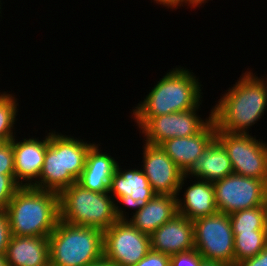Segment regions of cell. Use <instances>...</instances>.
<instances>
[{
	"label": "cell",
	"instance_id": "4fadbf2b",
	"mask_svg": "<svg viewBox=\"0 0 267 266\" xmlns=\"http://www.w3.org/2000/svg\"><path fill=\"white\" fill-rule=\"evenodd\" d=\"M141 169L156 194L177 195L184 173L159 145H142Z\"/></svg>",
	"mask_w": 267,
	"mask_h": 266
},
{
	"label": "cell",
	"instance_id": "8992f818",
	"mask_svg": "<svg viewBox=\"0 0 267 266\" xmlns=\"http://www.w3.org/2000/svg\"><path fill=\"white\" fill-rule=\"evenodd\" d=\"M50 266H87L104 257L103 231L58 221L48 236Z\"/></svg>",
	"mask_w": 267,
	"mask_h": 266
},
{
	"label": "cell",
	"instance_id": "44dd1931",
	"mask_svg": "<svg viewBox=\"0 0 267 266\" xmlns=\"http://www.w3.org/2000/svg\"><path fill=\"white\" fill-rule=\"evenodd\" d=\"M233 173L230 158L223 145L215 138L196 159L186 173L191 178L215 182Z\"/></svg>",
	"mask_w": 267,
	"mask_h": 266
},
{
	"label": "cell",
	"instance_id": "836d02e7",
	"mask_svg": "<svg viewBox=\"0 0 267 266\" xmlns=\"http://www.w3.org/2000/svg\"><path fill=\"white\" fill-rule=\"evenodd\" d=\"M0 266H9L5 254L0 255Z\"/></svg>",
	"mask_w": 267,
	"mask_h": 266
},
{
	"label": "cell",
	"instance_id": "484cf974",
	"mask_svg": "<svg viewBox=\"0 0 267 266\" xmlns=\"http://www.w3.org/2000/svg\"><path fill=\"white\" fill-rule=\"evenodd\" d=\"M0 174L15 175L13 139L0 146Z\"/></svg>",
	"mask_w": 267,
	"mask_h": 266
},
{
	"label": "cell",
	"instance_id": "e575fe53",
	"mask_svg": "<svg viewBox=\"0 0 267 266\" xmlns=\"http://www.w3.org/2000/svg\"><path fill=\"white\" fill-rule=\"evenodd\" d=\"M195 1L202 7L203 4L205 5L210 0H195Z\"/></svg>",
	"mask_w": 267,
	"mask_h": 266
},
{
	"label": "cell",
	"instance_id": "3957f363",
	"mask_svg": "<svg viewBox=\"0 0 267 266\" xmlns=\"http://www.w3.org/2000/svg\"><path fill=\"white\" fill-rule=\"evenodd\" d=\"M95 142L49 130L48 146L39 179L31 186L60 193L77 182L85 167L86 156Z\"/></svg>",
	"mask_w": 267,
	"mask_h": 266
},
{
	"label": "cell",
	"instance_id": "f1b7e54d",
	"mask_svg": "<svg viewBox=\"0 0 267 266\" xmlns=\"http://www.w3.org/2000/svg\"><path fill=\"white\" fill-rule=\"evenodd\" d=\"M11 236L8 215L5 210H0V255L6 253Z\"/></svg>",
	"mask_w": 267,
	"mask_h": 266
},
{
	"label": "cell",
	"instance_id": "ba28073f",
	"mask_svg": "<svg viewBox=\"0 0 267 266\" xmlns=\"http://www.w3.org/2000/svg\"><path fill=\"white\" fill-rule=\"evenodd\" d=\"M195 250L203 259L235 266L234 234L228 214L216 212L192 221Z\"/></svg>",
	"mask_w": 267,
	"mask_h": 266
},
{
	"label": "cell",
	"instance_id": "d6a6232c",
	"mask_svg": "<svg viewBox=\"0 0 267 266\" xmlns=\"http://www.w3.org/2000/svg\"><path fill=\"white\" fill-rule=\"evenodd\" d=\"M200 266H227L221 262H217V261H211V260H206L204 259L202 262H201V265Z\"/></svg>",
	"mask_w": 267,
	"mask_h": 266
},
{
	"label": "cell",
	"instance_id": "6da1fadb",
	"mask_svg": "<svg viewBox=\"0 0 267 266\" xmlns=\"http://www.w3.org/2000/svg\"><path fill=\"white\" fill-rule=\"evenodd\" d=\"M247 70L212 105L213 120L220 131L249 134L251 127L266 113L267 75L261 78L251 67Z\"/></svg>",
	"mask_w": 267,
	"mask_h": 266
},
{
	"label": "cell",
	"instance_id": "ffe728a7",
	"mask_svg": "<svg viewBox=\"0 0 267 266\" xmlns=\"http://www.w3.org/2000/svg\"><path fill=\"white\" fill-rule=\"evenodd\" d=\"M5 255L9 266H50L48 236H11Z\"/></svg>",
	"mask_w": 267,
	"mask_h": 266
},
{
	"label": "cell",
	"instance_id": "1f68e13d",
	"mask_svg": "<svg viewBox=\"0 0 267 266\" xmlns=\"http://www.w3.org/2000/svg\"><path fill=\"white\" fill-rule=\"evenodd\" d=\"M87 266H115V265L103 257L102 259H100L94 263H91Z\"/></svg>",
	"mask_w": 267,
	"mask_h": 266
},
{
	"label": "cell",
	"instance_id": "8fae6325",
	"mask_svg": "<svg viewBox=\"0 0 267 266\" xmlns=\"http://www.w3.org/2000/svg\"><path fill=\"white\" fill-rule=\"evenodd\" d=\"M218 212L236 211L267 205V182L235 173L213 182Z\"/></svg>",
	"mask_w": 267,
	"mask_h": 266
},
{
	"label": "cell",
	"instance_id": "30bf717a",
	"mask_svg": "<svg viewBox=\"0 0 267 266\" xmlns=\"http://www.w3.org/2000/svg\"><path fill=\"white\" fill-rule=\"evenodd\" d=\"M104 258L115 266L136 265L150 250V236L121 216L103 232Z\"/></svg>",
	"mask_w": 267,
	"mask_h": 266
},
{
	"label": "cell",
	"instance_id": "f546056e",
	"mask_svg": "<svg viewBox=\"0 0 267 266\" xmlns=\"http://www.w3.org/2000/svg\"><path fill=\"white\" fill-rule=\"evenodd\" d=\"M154 1L153 3H155L156 5H161V7H166L165 9L169 8L171 9V11L176 10V9H180L181 7H185L188 6L187 8H202L200 7V5L195 1V0H152Z\"/></svg>",
	"mask_w": 267,
	"mask_h": 266
},
{
	"label": "cell",
	"instance_id": "4316f807",
	"mask_svg": "<svg viewBox=\"0 0 267 266\" xmlns=\"http://www.w3.org/2000/svg\"><path fill=\"white\" fill-rule=\"evenodd\" d=\"M203 257L194 249L170 256V266H200Z\"/></svg>",
	"mask_w": 267,
	"mask_h": 266
},
{
	"label": "cell",
	"instance_id": "5b68a950",
	"mask_svg": "<svg viewBox=\"0 0 267 266\" xmlns=\"http://www.w3.org/2000/svg\"><path fill=\"white\" fill-rule=\"evenodd\" d=\"M59 209L61 221L103 232L121 217L109 191H91L77 182L59 193Z\"/></svg>",
	"mask_w": 267,
	"mask_h": 266
},
{
	"label": "cell",
	"instance_id": "7a4b0ae2",
	"mask_svg": "<svg viewBox=\"0 0 267 266\" xmlns=\"http://www.w3.org/2000/svg\"><path fill=\"white\" fill-rule=\"evenodd\" d=\"M176 66L159 78L149 93L132 108L131 117H156L194 109L202 105L203 85L195 72ZM198 77V78H197ZM200 81V82H199ZM202 87V88H201Z\"/></svg>",
	"mask_w": 267,
	"mask_h": 266
},
{
	"label": "cell",
	"instance_id": "7402d4cb",
	"mask_svg": "<svg viewBox=\"0 0 267 266\" xmlns=\"http://www.w3.org/2000/svg\"><path fill=\"white\" fill-rule=\"evenodd\" d=\"M229 218L233 232H267V205L236 211Z\"/></svg>",
	"mask_w": 267,
	"mask_h": 266
},
{
	"label": "cell",
	"instance_id": "603a6c76",
	"mask_svg": "<svg viewBox=\"0 0 267 266\" xmlns=\"http://www.w3.org/2000/svg\"><path fill=\"white\" fill-rule=\"evenodd\" d=\"M15 93L0 90V139L5 143L11 141L18 133L15 128L18 121V98ZM18 106V107H17ZM16 122V123H15ZM16 130V131H15Z\"/></svg>",
	"mask_w": 267,
	"mask_h": 266
},
{
	"label": "cell",
	"instance_id": "e0dca14e",
	"mask_svg": "<svg viewBox=\"0 0 267 266\" xmlns=\"http://www.w3.org/2000/svg\"><path fill=\"white\" fill-rule=\"evenodd\" d=\"M215 138L216 124L212 120L200 133L188 137H175L164 141L160 146L186 174Z\"/></svg>",
	"mask_w": 267,
	"mask_h": 266
},
{
	"label": "cell",
	"instance_id": "52a82bcc",
	"mask_svg": "<svg viewBox=\"0 0 267 266\" xmlns=\"http://www.w3.org/2000/svg\"><path fill=\"white\" fill-rule=\"evenodd\" d=\"M201 106L182 112L156 117H130L133 118L143 141L151 145H161L164 141L175 137H188L200 133L213 120V107L209 116L201 118Z\"/></svg>",
	"mask_w": 267,
	"mask_h": 266
},
{
	"label": "cell",
	"instance_id": "d4e9b609",
	"mask_svg": "<svg viewBox=\"0 0 267 266\" xmlns=\"http://www.w3.org/2000/svg\"><path fill=\"white\" fill-rule=\"evenodd\" d=\"M20 187L15 181V175L0 174V210L6 209Z\"/></svg>",
	"mask_w": 267,
	"mask_h": 266
},
{
	"label": "cell",
	"instance_id": "d6986e66",
	"mask_svg": "<svg viewBox=\"0 0 267 266\" xmlns=\"http://www.w3.org/2000/svg\"><path fill=\"white\" fill-rule=\"evenodd\" d=\"M101 144L95 141L90 147L85 167L77 183L88 190L104 193L109 191L118 161L109 152L107 153V150L104 152Z\"/></svg>",
	"mask_w": 267,
	"mask_h": 266
},
{
	"label": "cell",
	"instance_id": "5bb4252c",
	"mask_svg": "<svg viewBox=\"0 0 267 266\" xmlns=\"http://www.w3.org/2000/svg\"><path fill=\"white\" fill-rule=\"evenodd\" d=\"M45 133L42 139L30 135L13 138L15 181L21 187L32 186L39 179L48 146V131Z\"/></svg>",
	"mask_w": 267,
	"mask_h": 266
},
{
	"label": "cell",
	"instance_id": "277c9868",
	"mask_svg": "<svg viewBox=\"0 0 267 266\" xmlns=\"http://www.w3.org/2000/svg\"><path fill=\"white\" fill-rule=\"evenodd\" d=\"M5 212L12 236H49L60 220L59 193L20 187Z\"/></svg>",
	"mask_w": 267,
	"mask_h": 266
},
{
	"label": "cell",
	"instance_id": "2e32d148",
	"mask_svg": "<svg viewBox=\"0 0 267 266\" xmlns=\"http://www.w3.org/2000/svg\"><path fill=\"white\" fill-rule=\"evenodd\" d=\"M151 249L169 256L195 249L192 221L177 213L150 235Z\"/></svg>",
	"mask_w": 267,
	"mask_h": 266
},
{
	"label": "cell",
	"instance_id": "9c48e42d",
	"mask_svg": "<svg viewBox=\"0 0 267 266\" xmlns=\"http://www.w3.org/2000/svg\"><path fill=\"white\" fill-rule=\"evenodd\" d=\"M216 139L226 149L233 173L267 182V143L252 134H233L216 128Z\"/></svg>",
	"mask_w": 267,
	"mask_h": 266
},
{
	"label": "cell",
	"instance_id": "4dcf8cb0",
	"mask_svg": "<svg viewBox=\"0 0 267 266\" xmlns=\"http://www.w3.org/2000/svg\"><path fill=\"white\" fill-rule=\"evenodd\" d=\"M236 266H267V247L256 256L237 263Z\"/></svg>",
	"mask_w": 267,
	"mask_h": 266
},
{
	"label": "cell",
	"instance_id": "83f0119b",
	"mask_svg": "<svg viewBox=\"0 0 267 266\" xmlns=\"http://www.w3.org/2000/svg\"><path fill=\"white\" fill-rule=\"evenodd\" d=\"M133 266H170V256L151 249L136 265Z\"/></svg>",
	"mask_w": 267,
	"mask_h": 266
},
{
	"label": "cell",
	"instance_id": "ac0fdd59",
	"mask_svg": "<svg viewBox=\"0 0 267 266\" xmlns=\"http://www.w3.org/2000/svg\"><path fill=\"white\" fill-rule=\"evenodd\" d=\"M123 216L141 233L151 235L177 212L176 195L156 194L151 200ZM133 213V214H132Z\"/></svg>",
	"mask_w": 267,
	"mask_h": 266
},
{
	"label": "cell",
	"instance_id": "d590c367",
	"mask_svg": "<svg viewBox=\"0 0 267 266\" xmlns=\"http://www.w3.org/2000/svg\"><path fill=\"white\" fill-rule=\"evenodd\" d=\"M1 1H2V0H0V14H1L0 16L2 17V13H1V11H2V9H3V8H2V4H3V3H2Z\"/></svg>",
	"mask_w": 267,
	"mask_h": 266
},
{
	"label": "cell",
	"instance_id": "cb8c5ba5",
	"mask_svg": "<svg viewBox=\"0 0 267 266\" xmlns=\"http://www.w3.org/2000/svg\"><path fill=\"white\" fill-rule=\"evenodd\" d=\"M235 266L267 247V232H233Z\"/></svg>",
	"mask_w": 267,
	"mask_h": 266
},
{
	"label": "cell",
	"instance_id": "7c38bea8",
	"mask_svg": "<svg viewBox=\"0 0 267 266\" xmlns=\"http://www.w3.org/2000/svg\"><path fill=\"white\" fill-rule=\"evenodd\" d=\"M120 165L118 162L116 171L111 178L109 192L115 200L120 215L124 216L127 208L130 210L146 203L156 193L139 166L134 165V168L130 167L129 169H126L125 166L123 169Z\"/></svg>",
	"mask_w": 267,
	"mask_h": 266
},
{
	"label": "cell",
	"instance_id": "9a60e30c",
	"mask_svg": "<svg viewBox=\"0 0 267 266\" xmlns=\"http://www.w3.org/2000/svg\"><path fill=\"white\" fill-rule=\"evenodd\" d=\"M187 179L190 180L188 181ZM187 181L190 183V186H188ZM180 193H183L181 195L182 197ZM176 197L177 212L187 217L190 221L218 212L215 202V189L212 182L196 178L193 181L191 176L184 174L180 181Z\"/></svg>",
	"mask_w": 267,
	"mask_h": 266
},
{
	"label": "cell",
	"instance_id": "8d00e7d4",
	"mask_svg": "<svg viewBox=\"0 0 267 266\" xmlns=\"http://www.w3.org/2000/svg\"><path fill=\"white\" fill-rule=\"evenodd\" d=\"M4 142L0 139V146L3 144Z\"/></svg>",
	"mask_w": 267,
	"mask_h": 266
}]
</instances>
